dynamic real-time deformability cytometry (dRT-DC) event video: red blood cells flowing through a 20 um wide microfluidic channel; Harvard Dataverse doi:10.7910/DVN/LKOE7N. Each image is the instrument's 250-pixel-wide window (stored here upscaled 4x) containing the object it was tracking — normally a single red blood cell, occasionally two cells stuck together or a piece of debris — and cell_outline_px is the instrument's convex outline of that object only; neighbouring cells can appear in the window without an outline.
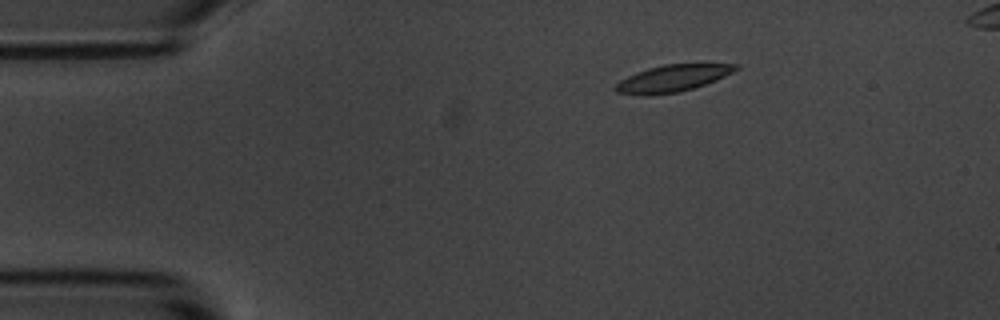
{"species": "common noctule bat (a hibernating species)", "species_latin": "Nyctalus noctula", "temperature_condition": "room temperature", "stored_images_in_passage": 5, "segment_of_instrument_passage": [1, 2], "camera_frame_rate_fps": 3000, "um_per_image_px": 0.085, "animal": {"sex": "male", "body_mass_g": 20.1, "forearm_length_mm": 53.5}, "frame": {"image": 1, "passage_image": 2, "time_ms": 1.333, "image_size_px": [1000, 320], "cell_outline_px": [[740, 68], [716, 80], [680, 92], [648, 96], [644, 96], [616, 92], [612, 88], [620, 80], [636, 72], [648, 68], [664, 64], [740, 64]], "centroid_in_image_um": [57.13, 6.67], "position_along_channel_um": 27.9, "area_um2": 18.84}}